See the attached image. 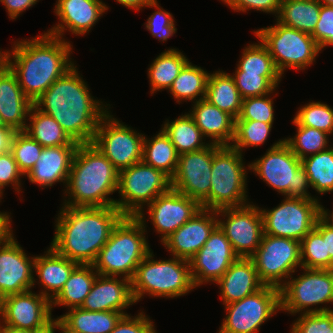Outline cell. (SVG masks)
I'll return each mask as SVG.
<instances>
[{
    "label": "cell",
    "mask_w": 333,
    "mask_h": 333,
    "mask_svg": "<svg viewBox=\"0 0 333 333\" xmlns=\"http://www.w3.org/2000/svg\"><path fill=\"white\" fill-rule=\"evenodd\" d=\"M97 99L75 64L34 105L52 116L73 141L84 144L92 143L102 117L111 108L110 104Z\"/></svg>",
    "instance_id": "6da1fadb"
},
{
    "label": "cell",
    "mask_w": 333,
    "mask_h": 333,
    "mask_svg": "<svg viewBox=\"0 0 333 333\" xmlns=\"http://www.w3.org/2000/svg\"><path fill=\"white\" fill-rule=\"evenodd\" d=\"M31 38L14 41L11 50L5 51L4 63L16 75L24 95L34 103L76 63L70 58V41L45 31Z\"/></svg>",
    "instance_id": "7a4b0ae2"
},
{
    "label": "cell",
    "mask_w": 333,
    "mask_h": 333,
    "mask_svg": "<svg viewBox=\"0 0 333 333\" xmlns=\"http://www.w3.org/2000/svg\"><path fill=\"white\" fill-rule=\"evenodd\" d=\"M55 219L52 246L81 265H93L124 215L115 206L61 207Z\"/></svg>",
    "instance_id": "3957f363"
},
{
    "label": "cell",
    "mask_w": 333,
    "mask_h": 333,
    "mask_svg": "<svg viewBox=\"0 0 333 333\" xmlns=\"http://www.w3.org/2000/svg\"><path fill=\"white\" fill-rule=\"evenodd\" d=\"M118 178V170L92 143L79 144L61 206H115V199L109 197L118 189Z\"/></svg>",
    "instance_id": "277c9868"
},
{
    "label": "cell",
    "mask_w": 333,
    "mask_h": 333,
    "mask_svg": "<svg viewBox=\"0 0 333 333\" xmlns=\"http://www.w3.org/2000/svg\"><path fill=\"white\" fill-rule=\"evenodd\" d=\"M145 211L124 216L114 227L93 266L100 275L131 280L136 268L152 250L148 242Z\"/></svg>",
    "instance_id": "5b68a950"
},
{
    "label": "cell",
    "mask_w": 333,
    "mask_h": 333,
    "mask_svg": "<svg viewBox=\"0 0 333 333\" xmlns=\"http://www.w3.org/2000/svg\"><path fill=\"white\" fill-rule=\"evenodd\" d=\"M151 250L138 265L131 279L135 303L144 296L175 298L188 294L196 288L193 284L189 261L172 256L155 260Z\"/></svg>",
    "instance_id": "8992f818"
},
{
    "label": "cell",
    "mask_w": 333,
    "mask_h": 333,
    "mask_svg": "<svg viewBox=\"0 0 333 333\" xmlns=\"http://www.w3.org/2000/svg\"><path fill=\"white\" fill-rule=\"evenodd\" d=\"M249 170L284 197L319 199L308 191L311 185L302 162L284 138L273 143L263 156L249 163Z\"/></svg>",
    "instance_id": "52a82bcc"
},
{
    "label": "cell",
    "mask_w": 333,
    "mask_h": 333,
    "mask_svg": "<svg viewBox=\"0 0 333 333\" xmlns=\"http://www.w3.org/2000/svg\"><path fill=\"white\" fill-rule=\"evenodd\" d=\"M243 159V154L231 145L214 144L209 210L217 211L251 203L246 194L249 164L247 168Z\"/></svg>",
    "instance_id": "ba28073f"
},
{
    "label": "cell",
    "mask_w": 333,
    "mask_h": 333,
    "mask_svg": "<svg viewBox=\"0 0 333 333\" xmlns=\"http://www.w3.org/2000/svg\"><path fill=\"white\" fill-rule=\"evenodd\" d=\"M301 270L302 275L292 274L280 287V310L295 316L333 311L327 306L333 304V269Z\"/></svg>",
    "instance_id": "9c48e42d"
},
{
    "label": "cell",
    "mask_w": 333,
    "mask_h": 333,
    "mask_svg": "<svg viewBox=\"0 0 333 333\" xmlns=\"http://www.w3.org/2000/svg\"><path fill=\"white\" fill-rule=\"evenodd\" d=\"M253 33L268 48L282 75L286 69H307L316 62V57L321 53L310 34L282 25L277 20L275 25L259 28Z\"/></svg>",
    "instance_id": "30bf717a"
},
{
    "label": "cell",
    "mask_w": 333,
    "mask_h": 333,
    "mask_svg": "<svg viewBox=\"0 0 333 333\" xmlns=\"http://www.w3.org/2000/svg\"><path fill=\"white\" fill-rule=\"evenodd\" d=\"M170 188L171 178L163 171L143 161L137 162L119 171L117 191L120 198L115 200V207L124 216H136L143 206Z\"/></svg>",
    "instance_id": "8fae6325"
},
{
    "label": "cell",
    "mask_w": 333,
    "mask_h": 333,
    "mask_svg": "<svg viewBox=\"0 0 333 333\" xmlns=\"http://www.w3.org/2000/svg\"><path fill=\"white\" fill-rule=\"evenodd\" d=\"M110 112L102 117L92 144L119 172L142 161L145 134L124 124Z\"/></svg>",
    "instance_id": "7c38bea8"
},
{
    "label": "cell",
    "mask_w": 333,
    "mask_h": 333,
    "mask_svg": "<svg viewBox=\"0 0 333 333\" xmlns=\"http://www.w3.org/2000/svg\"><path fill=\"white\" fill-rule=\"evenodd\" d=\"M264 285L280 288L302 268L300 241L263 234L260 246L250 257Z\"/></svg>",
    "instance_id": "4fadbf2b"
},
{
    "label": "cell",
    "mask_w": 333,
    "mask_h": 333,
    "mask_svg": "<svg viewBox=\"0 0 333 333\" xmlns=\"http://www.w3.org/2000/svg\"><path fill=\"white\" fill-rule=\"evenodd\" d=\"M223 318L217 333H258L280 310V288L265 285L245 298L226 304Z\"/></svg>",
    "instance_id": "5bb4252c"
},
{
    "label": "cell",
    "mask_w": 333,
    "mask_h": 333,
    "mask_svg": "<svg viewBox=\"0 0 333 333\" xmlns=\"http://www.w3.org/2000/svg\"><path fill=\"white\" fill-rule=\"evenodd\" d=\"M319 200L284 197L272 209L260 207L264 234L301 241L319 218Z\"/></svg>",
    "instance_id": "9a60e30c"
},
{
    "label": "cell",
    "mask_w": 333,
    "mask_h": 333,
    "mask_svg": "<svg viewBox=\"0 0 333 333\" xmlns=\"http://www.w3.org/2000/svg\"><path fill=\"white\" fill-rule=\"evenodd\" d=\"M216 212L218 226L230 241L234 253L238 257L250 258L260 246L264 234L260 207L249 203Z\"/></svg>",
    "instance_id": "2e32d148"
},
{
    "label": "cell",
    "mask_w": 333,
    "mask_h": 333,
    "mask_svg": "<svg viewBox=\"0 0 333 333\" xmlns=\"http://www.w3.org/2000/svg\"><path fill=\"white\" fill-rule=\"evenodd\" d=\"M55 321L51 301L40 293L28 290L0 300V326H12L39 333L51 327Z\"/></svg>",
    "instance_id": "e0dca14e"
},
{
    "label": "cell",
    "mask_w": 333,
    "mask_h": 333,
    "mask_svg": "<svg viewBox=\"0 0 333 333\" xmlns=\"http://www.w3.org/2000/svg\"><path fill=\"white\" fill-rule=\"evenodd\" d=\"M213 155V143L204 149L179 155L176 173L171 178L173 189L196 200L201 208L208 210Z\"/></svg>",
    "instance_id": "ac0fdd59"
},
{
    "label": "cell",
    "mask_w": 333,
    "mask_h": 333,
    "mask_svg": "<svg viewBox=\"0 0 333 333\" xmlns=\"http://www.w3.org/2000/svg\"><path fill=\"white\" fill-rule=\"evenodd\" d=\"M237 258L230 241L217 226L204 246L189 260L194 286L216 283Z\"/></svg>",
    "instance_id": "d6986e66"
},
{
    "label": "cell",
    "mask_w": 333,
    "mask_h": 333,
    "mask_svg": "<svg viewBox=\"0 0 333 333\" xmlns=\"http://www.w3.org/2000/svg\"><path fill=\"white\" fill-rule=\"evenodd\" d=\"M154 231L161 236V243L183 224L190 220L201 205L172 187L146 205Z\"/></svg>",
    "instance_id": "ffe728a7"
},
{
    "label": "cell",
    "mask_w": 333,
    "mask_h": 333,
    "mask_svg": "<svg viewBox=\"0 0 333 333\" xmlns=\"http://www.w3.org/2000/svg\"><path fill=\"white\" fill-rule=\"evenodd\" d=\"M108 7L102 0H57L53 12L59 21L46 33L62 39H65V31L76 36L85 35L102 18L103 13L106 14Z\"/></svg>",
    "instance_id": "44dd1931"
},
{
    "label": "cell",
    "mask_w": 333,
    "mask_h": 333,
    "mask_svg": "<svg viewBox=\"0 0 333 333\" xmlns=\"http://www.w3.org/2000/svg\"><path fill=\"white\" fill-rule=\"evenodd\" d=\"M35 257L27 256L15 236L0 246V300L32 290Z\"/></svg>",
    "instance_id": "7402d4cb"
},
{
    "label": "cell",
    "mask_w": 333,
    "mask_h": 333,
    "mask_svg": "<svg viewBox=\"0 0 333 333\" xmlns=\"http://www.w3.org/2000/svg\"><path fill=\"white\" fill-rule=\"evenodd\" d=\"M217 226V212L201 208L161 244L171 256L189 261L204 246Z\"/></svg>",
    "instance_id": "603a6c76"
},
{
    "label": "cell",
    "mask_w": 333,
    "mask_h": 333,
    "mask_svg": "<svg viewBox=\"0 0 333 333\" xmlns=\"http://www.w3.org/2000/svg\"><path fill=\"white\" fill-rule=\"evenodd\" d=\"M134 304L136 303L131 280L98 274L81 308L87 311H115L128 315L126 309Z\"/></svg>",
    "instance_id": "cb8c5ba5"
},
{
    "label": "cell",
    "mask_w": 333,
    "mask_h": 333,
    "mask_svg": "<svg viewBox=\"0 0 333 333\" xmlns=\"http://www.w3.org/2000/svg\"><path fill=\"white\" fill-rule=\"evenodd\" d=\"M33 105L24 95L16 75L4 62L0 63V116L4 125L17 132L25 131Z\"/></svg>",
    "instance_id": "d4e9b609"
},
{
    "label": "cell",
    "mask_w": 333,
    "mask_h": 333,
    "mask_svg": "<svg viewBox=\"0 0 333 333\" xmlns=\"http://www.w3.org/2000/svg\"><path fill=\"white\" fill-rule=\"evenodd\" d=\"M78 146L43 147L40 158L31 171L25 176L41 188L52 187L63 183L66 188L72 160Z\"/></svg>",
    "instance_id": "484cf974"
},
{
    "label": "cell",
    "mask_w": 333,
    "mask_h": 333,
    "mask_svg": "<svg viewBox=\"0 0 333 333\" xmlns=\"http://www.w3.org/2000/svg\"><path fill=\"white\" fill-rule=\"evenodd\" d=\"M219 286L222 305L239 301L264 287L251 258L238 257L223 276Z\"/></svg>",
    "instance_id": "4316f807"
},
{
    "label": "cell",
    "mask_w": 333,
    "mask_h": 333,
    "mask_svg": "<svg viewBox=\"0 0 333 333\" xmlns=\"http://www.w3.org/2000/svg\"><path fill=\"white\" fill-rule=\"evenodd\" d=\"M43 255H36L33 288L36 283L42 287L39 293L52 301L63 289L69 275L78 265L76 262L60 255L52 246ZM37 280V281H36ZM39 280V281H38Z\"/></svg>",
    "instance_id": "83f0119b"
},
{
    "label": "cell",
    "mask_w": 333,
    "mask_h": 333,
    "mask_svg": "<svg viewBox=\"0 0 333 333\" xmlns=\"http://www.w3.org/2000/svg\"><path fill=\"white\" fill-rule=\"evenodd\" d=\"M188 114L209 142L231 145L235 134V119L205 98L192 104Z\"/></svg>",
    "instance_id": "f1b7e54d"
},
{
    "label": "cell",
    "mask_w": 333,
    "mask_h": 333,
    "mask_svg": "<svg viewBox=\"0 0 333 333\" xmlns=\"http://www.w3.org/2000/svg\"><path fill=\"white\" fill-rule=\"evenodd\" d=\"M124 316L115 311H87L81 307L68 309L56 320L71 333H110Z\"/></svg>",
    "instance_id": "f546056e"
},
{
    "label": "cell",
    "mask_w": 333,
    "mask_h": 333,
    "mask_svg": "<svg viewBox=\"0 0 333 333\" xmlns=\"http://www.w3.org/2000/svg\"><path fill=\"white\" fill-rule=\"evenodd\" d=\"M205 99L235 120L240 115L243 98L234 78L223 70L209 74Z\"/></svg>",
    "instance_id": "4dcf8cb0"
},
{
    "label": "cell",
    "mask_w": 333,
    "mask_h": 333,
    "mask_svg": "<svg viewBox=\"0 0 333 333\" xmlns=\"http://www.w3.org/2000/svg\"><path fill=\"white\" fill-rule=\"evenodd\" d=\"M97 276L98 272L93 265L78 264L69 275L63 289L51 301L52 310L56 306H65L68 309L81 307Z\"/></svg>",
    "instance_id": "1f68e13d"
},
{
    "label": "cell",
    "mask_w": 333,
    "mask_h": 333,
    "mask_svg": "<svg viewBox=\"0 0 333 333\" xmlns=\"http://www.w3.org/2000/svg\"><path fill=\"white\" fill-rule=\"evenodd\" d=\"M189 59L176 48H169L161 52L150 64L147 75L150 93L169 90L175 78L179 75Z\"/></svg>",
    "instance_id": "d6a6232c"
},
{
    "label": "cell",
    "mask_w": 333,
    "mask_h": 333,
    "mask_svg": "<svg viewBox=\"0 0 333 333\" xmlns=\"http://www.w3.org/2000/svg\"><path fill=\"white\" fill-rule=\"evenodd\" d=\"M161 129L169 137L179 155L204 149L211 144L208 141L206 143L207 138L187 112L175 120H165Z\"/></svg>",
    "instance_id": "836d02e7"
},
{
    "label": "cell",
    "mask_w": 333,
    "mask_h": 333,
    "mask_svg": "<svg viewBox=\"0 0 333 333\" xmlns=\"http://www.w3.org/2000/svg\"><path fill=\"white\" fill-rule=\"evenodd\" d=\"M25 133L43 147L52 146H79L62 129L60 124L35 105L32 106Z\"/></svg>",
    "instance_id": "e575fe53"
},
{
    "label": "cell",
    "mask_w": 333,
    "mask_h": 333,
    "mask_svg": "<svg viewBox=\"0 0 333 333\" xmlns=\"http://www.w3.org/2000/svg\"><path fill=\"white\" fill-rule=\"evenodd\" d=\"M320 1L281 0L280 12L275 20L282 25L312 34L319 20Z\"/></svg>",
    "instance_id": "d590c367"
},
{
    "label": "cell",
    "mask_w": 333,
    "mask_h": 333,
    "mask_svg": "<svg viewBox=\"0 0 333 333\" xmlns=\"http://www.w3.org/2000/svg\"><path fill=\"white\" fill-rule=\"evenodd\" d=\"M209 74L206 69L189 61L175 78L168 92L179 105L183 101L196 103L206 96Z\"/></svg>",
    "instance_id": "8d00e7d4"
},
{
    "label": "cell",
    "mask_w": 333,
    "mask_h": 333,
    "mask_svg": "<svg viewBox=\"0 0 333 333\" xmlns=\"http://www.w3.org/2000/svg\"><path fill=\"white\" fill-rule=\"evenodd\" d=\"M179 154L169 137L161 129L155 136L145 135L142 161L155 169L163 171L172 178L178 167Z\"/></svg>",
    "instance_id": "74e56055"
},
{
    "label": "cell",
    "mask_w": 333,
    "mask_h": 333,
    "mask_svg": "<svg viewBox=\"0 0 333 333\" xmlns=\"http://www.w3.org/2000/svg\"><path fill=\"white\" fill-rule=\"evenodd\" d=\"M258 43L248 44L242 51L235 71H245L246 73L261 74L275 88L279 87L282 75L275 66L274 60L268 48L258 39Z\"/></svg>",
    "instance_id": "f35d334b"
},
{
    "label": "cell",
    "mask_w": 333,
    "mask_h": 333,
    "mask_svg": "<svg viewBox=\"0 0 333 333\" xmlns=\"http://www.w3.org/2000/svg\"><path fill=\"white\" fill-rule=\"evenodd\" d=\"M311 188L320 194L333 193V145L301 160Z\"/></svg>",
    "instance_id": "ab89813d"
},
{
    "label": "cell",
    "mask_w": 333,
    "mask_h": 333,
    "mask_svg": "<svg viewBox=\"0 0 333 333\" xmlns=\"http://www.w3.org/2000/svg\"><path fill=\"white\" fill-rule=\"evenodd\" d=\"M292 124L296 126V134L293 137H285L284 141L292 152L300 159L322 152L330 148V135L326 132L308 126L300 125L294 118Z\"/></svg>",
    "instance_id": "60d3db41"
},
{
    "label": "cell",
    "mask_w": 333,
    "mask_h": 333,
    "mask_svg": "<svg viewBox=\"0 0 333 333\" xmlns=\"http://www.w3.org/2000/svg\"><path fill=\"white\" fill-rule=\"evenodd\" d=\"M301 265L309 269H333L330 255H326L325 240L322 238V220L300 241Z\"/></svg>",
    "instance_id": "b9f144b4"
},
{
    "label": "cell",
    "mask_w": 333,
    "mask_h": 333,
    "mask_svg": "<svg viewBox=\"0 0 333 333\" xmlns=\"http://www.w3.org/2000/svg\"><path fill=\"white\" fill-rule=\"evenodd\" d=\"M273 123L255 120H235V134L231 144L241 154L245 148L258 147L267 141ZM262 144V145H261Z\"/></svg>",
    "instance_id": "7bdbcfd3"
},
{
    "label": "cell",
    "mask_w": 333,
    "mask_h": 333,
    "mask_svg": "<svg viewBox=\"0 0 333 333\" xmlns=\"http://www.w3.org/2000/svg\"><path fill=\"white\" fill-rule=\"evenodd\" d=\"M294 119L302 126L319 129L333 136V107L326 103L310 100L299 107Z\"/></svg>",
    "instance_id": "ee69618b"
},
{
    "label": "cell",
    "mask_w": 333,
    "mask_h": 333,
    "mask_svg": "<svg viewBox=\"0 0 333 333\" xmlns=\"http://www.w3.org/2000/svg\"><path fill=\"white\" fill-rule=\"evenodd\" d=\"M42 150L43 146L33 140L24 131H19L15 134L12 141L11 152L24 176L34 167L35 163L40 158Z\"/></svg>",
    "instance_id": "f6af8a7d"
},
{
    "label": "cell",
    "mask_w": 333,
    "mask_h": 333,
    "mask_svg": "<svg viewBox=\"0 0 333 333\" xmlns=\"http://www.w3.org/2000/svg\"><path fill=\"white\" fill-rule=\"evenodd\" d=\"M158 2L157 0H152L145 6V8H156V11L148 17L144 25L145 29L151 33V36L164 43L174 36L177 28L175 27V19L172 14L163 9Z\"/></svg>",
    "instance_id": "bcb514c9"
},
{
    "label": "cell",
    "mask_w": 333,
    "mask_h": 333,
    "mask_svg": "<svg viewBox=\"0 0 333 333\" xmlns=\"http://www.w3.org/2000/svg\"><path fill=\"white\" fill-rule=\"evenodd\" d=\"M247 97L242 100V108L236 120H255L274 123V94Z\"/></svg>",
    "instance_id": "7dc6e473"
},
{
    "label": "cell",
    "mask_w": 333,
    "mask_h": 333,
    "mask_svg": "<svg viewBox=\"0 0 333 333\" xmlns=\"http://www.w3.org/2000/svg\"><path fill=\"white\" fill-rule=\"evenodd\" d=\"M232 74L231 76L234 78L243 99L275 93L277 89L261 74L246 73L245 71H235Z\"/></svg>",
    "instance_id": "c3c4849f"
},
{
    "label": "cell",
    "mask_w": 333,
    "mask_h": 333,
    "mask_svg": "<svg viewBox=\"0 0 333 333\" xmlns=\"http://www.w3.org/2000/svg\"><path fill=\"white\" fill-rule=\"evenodd\" d=\"M289 333H333V311L300 314Z\"/></svg>",
    "instance_id": "681fc988"
},
{
    "label": "cell",
    "mask_w": 333,
    "mask_h": 333,
    "mask_svg": "<svg viewBox=\"0 0 333 333\" xmlns=\"http://www.w3.org/2000/svg\"><path fill=\"white\" fill-rule=\"evenodd\" d=\"M24 177L11 151L0 154V203L5 193L3 191H5L4 189L7 186L9 187L11 185L15 189V192L19 194L23 192L21 189V178Z\"/></svg>",
    "instance_id": "f907efd6"
},
{
    "label": "cell",
    "mask_w": 333,
    "mask_h": 333,
    "mask_svg": "<svg viewBox=\"0 0 333 333\" xmlns=\"http://www.w3.org/2000/svg\"><path fill=\"white\" fill-rule=\"evenodd\" d=\"M311 36L321 51L329 45L333 46V6L321 4L319 20Z\"/></svg>",
    "instance_id": "816d5d0a"
},
{
    "label": "cell",
    "mask_w": 333,
    "mask_h": 333,
    "mask_svg": "<svg viewBox=\"0 0 333 333\" xmlns=\"http://www.w3.org/2000/svg\"><path fill=\"white\" fill-rule=\"evenodd\" d=\"M146 313L139 312L135 316L124 315L110 333H157L155 324Z\"/></svg>",
    "instance_id": "f5cc1de1"
},
{
    "label": "cell",
    "mask_w": 333,
    "mask_h": 333,
    "mask_svg": "<svg viewBox=\"0 0 333 333\" xmlns=\"http://www.w3.org/2000/svg\"><path fill=\"white\" fill-rule=\"evenodd\" d=\"M229 8L235 12L246 13L249 10L272 14L276 18L280 12L281 0H225Z\"/></svg>",
    "instance_id": "db71d44e"
},
{
    "label": "cell",
    "mask_w": 333,
    "mask_h": 333,
    "mask_svg": "<svg viewBox=\"0 0 333 333\" xmlns=\"http://www.w3.org/2000/svg\"><path fill=\"white\" fill-rule=\"evenodd\" d=\"M6 8L10 20H16L27 9L37 4L39 0H0Z\"/></svg>",
    "instance_id": "11a10c76"
},
{
    "label": "cell",
    "mask_w": 333,
    "mask_h": 333,
    "mask_svg": "<svg viewBox=\"0 0 333 333\" xmlns=\"http://www.w3.org/2000/svg\"><path fill=\"white\" fill-rule=\"evenodd\" d=\"M11 223L12 219L9 213L0 211V246L5 245L14 237Z\"/></svg>",
    "instance_id": "9f6ffc18"
},
{
    "label": "cell",
    "mask_w": 333,
    "mask_h": 333,
    "mask_svg": "<svg viewBox=\"0 0 333 333\" xmlns=\"http://www.w3.org/2000/svg\"><path fill=\"white\" fill-rule=\"evenodd\" d=\"M16 133L17 131L11 127L0 126V154L11 151L12 141Z\"/></svg>",
    "instance_id": "6f0895ef"
},
{
    "label": "cell",
    "mask_w": 333,
    "mask_h": 333,
    "mask_svg": "<svg viewBox=\"0 0 333 333\" xmlns=\"http://www.w3.org/2000/svg\"><path fill=\"white\" fill-rule=\"evenodd\" d=\"M322 238L325 240L326 255L333 261V229L322 221Z\"/></svg>",
    "instance_id": "680465c9"
},
{
    "label": "cell",
    "mask_w": 333,
    "mask_h": 333,
    "mask_svg": "<svg viewBox=\"0 0 333 333\" xmlns=\"http://www.w3.org/2000/svg\"><path fill=\"white\" fill-rule=\"evenodd\" d=\"M122 6L135 11H140L142 8H145L152 0H115Z\"/></svg>",
    "instance_id": "91938a15"
},
{
    "label": "cell",
    "mask_w": 333,
    "mask_h": 333,
    "mask_svg": "<svg viewBox=\"0 0 333 333\" xmlns=\"http://www.w3.org/2000/svg\"><path fill=\"white\" fill-rule=\"evenodd\" d=\"M333 210V209H332ZM319 218L331 229H333V211L325 209V207L319 203Z\"/></svg>",
    "instance_id": "94428289"
},
{
    "label": "cell",
    "mask_w": 333,
    "mask_h": 333,
    "mask_svg": "<svg viewBox=\"0 0 333 333\" xmlns=\"http://www.w3.org/2000/svg\"><path fill=\"white\" fill-rule=\"evenodd\" d=\"M0 333H38V332L21 328H15L12 326H0Z\"/></svg>",
    "instance_id": "6125c7cd"
},
{
    "label": "cell",
    "mask_w": 333,
    "mask_h": 333,
    "mask_svg": "<svg viewBox=\"0 0 333 333\" xmlns=\"http://www.w3.org/2000/svg\"><path fill=\"white\" fill-rule=\"evenodd\" d=\"M55 330H57L56 329V321L54 322V324L51 327H49L45 331H42V332H39V333H55L56 332Z\"/></svg>",
    "instance_id": "be15d7a7"
},
{
    "label": "cell",
    "mask_w": 333,
    "mask_h": 333,
    "mask_svg": "<svg viewBox=\"0 0 333 333\" xmlns=\"http://www.w3.org/2000/svg\"><path fill=\"white\" fill-rule=\"evenodd\" d=\"M56 329L60 332V333H71L68 332L57 320H56Z\"/></svg>",
    "instance_id": "e7e4bbea"
},
{
    "label": "cell",
    "mask_w": 333,
    "mask_h": 333,
    "mask_svg": "<svg viewBox=\"0 0 333 333\" xmlns=\"http://www.w3.org/2000/svg\"><path fill=\"white\" fill-rule=\"evenodd\" d=\"M320 3L326 6H333V0H320Z\"/></svg>",
    "instance_id": "03108f58"
},
{
    "label": "cell",
    "mask_w": 333,
    "mask_h": 333,
    "mask_svg": "<svg viewBox=\"0 0 333 333\" xmlns=\"http://www.w3.org/2000/svg\"><path fill=\"white\" fill-rule=\"evenodd\" d=\"M1 49H2V48H0V63H3V62H4L5 51L3 50V52H2Z\"/></svg>",
    "instance_id": "003e7915"
},
{
    "label": "cell",
    "mask_w": 333,
    "mask_h": 333,
    "mask_svg": "<svg viewBox=\"0 0 333 333\" xmlns=\"http://www.w3.org/2000/svg\"><path fill=\"white\" fill-rule=\"evenodd\" d=\"M0 126H6V125H4V123H3L2 119H1V116H0Z\"/></svg>",
    "instance_id": "a7ac6f4b"
}]
</instances>
